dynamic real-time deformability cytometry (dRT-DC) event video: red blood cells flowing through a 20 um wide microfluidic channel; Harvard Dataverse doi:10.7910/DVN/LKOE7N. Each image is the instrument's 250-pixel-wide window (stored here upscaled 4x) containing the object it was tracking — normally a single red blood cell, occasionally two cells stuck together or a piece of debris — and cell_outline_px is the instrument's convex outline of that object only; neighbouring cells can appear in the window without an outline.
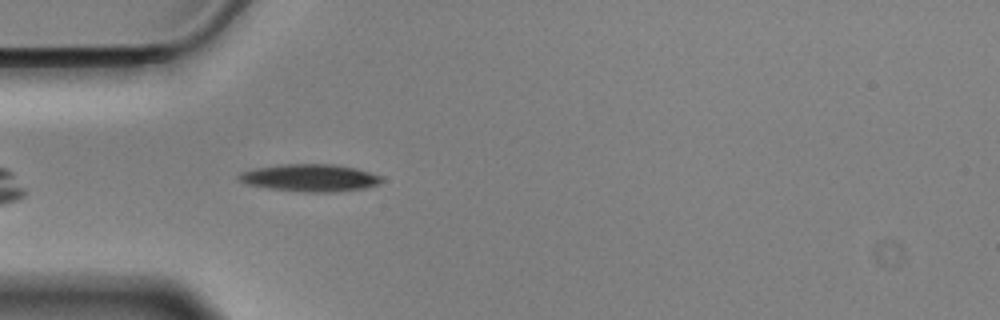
{"species": "Egyptian fruit bat (a non-hibernating species)", "species_latin": "Rousettus aegyptiacus", "temperature_condition": "cold", "stored_images_in_passage": 44, "camera_frame_rate_fps": 3000, "um_per_image_px": 0.085, "animal": {"sex": "male"}, "frame": {"image": 1, "passage_image": 4, "time_ms": 1.0, "image_size_px": [1000, 320], "cell_outline_px": [[384, 180], [380, 184], [364, 188], [332, 192], [304, 192], [268, 188], [248, 184], [240, 180], [236, 176], [240, 172], [256, 168], [280, 164], [332, 164], [356, 168], [380, 176]], "centroid_in_image_um": [26.35, 15.11], "position_along_channel_um": 58.7, "area_um2": 22.66}}
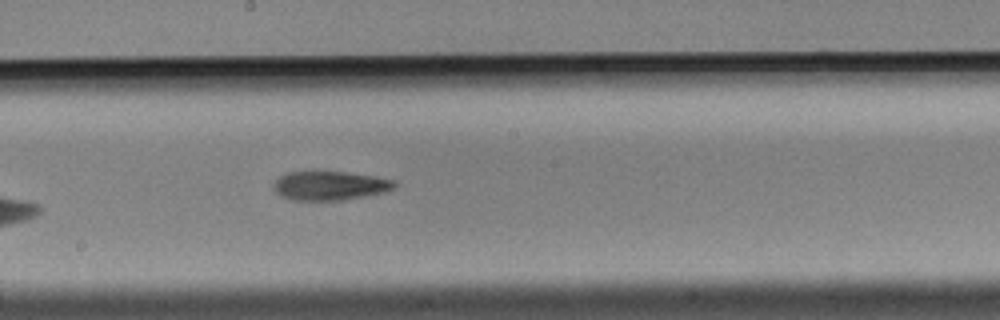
{"frame": {"image": 2, "passage_image": 18, "time_ms": 5.667, "image_size_px": [1000, 320], "cell_outline_px": [[396, 188], [384, 192], [344, 200], [292, 200], [280, 196], [276, 192], [272, 184], [280, 176], [288, 172], [344, 172], [372, 176], [396, 180]], "centroid_in_image_um": [28.04, 15.79], "position_along_channel_um": 220.2, "area_um2": 20.35}}
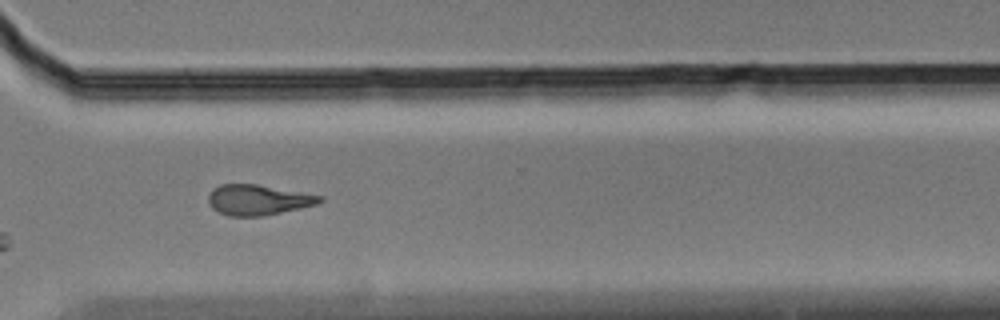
{"frame": {"image": 3, "passage_image": 29, "time_ms": 9.333, "image_size_px": [1000, 320], "cell_outline_px": [[324, 200], [316, 204], [300, 208], [260, 216], [228, 216], [212, 208], [208, 204], [208, 196], [212, 188], [220, 184], [256, 184], [324, 196]], "centroid_in_image_um": [21.9, 16.98], "position_along_channel_um": 348.7, "area_um2": 19.65}, "authors_computed_cell_mechanics": {"area_um2": 20.519, "velocity_mm_per_s": 3.5118, "shape_relaxation_time_tau1_ms": 4.8957, "shape_relaxation_time_tau2_ms": 11.0557, "deformation_change_tau1": 0.1565, "deformation_change_tau2": 0.2579}}